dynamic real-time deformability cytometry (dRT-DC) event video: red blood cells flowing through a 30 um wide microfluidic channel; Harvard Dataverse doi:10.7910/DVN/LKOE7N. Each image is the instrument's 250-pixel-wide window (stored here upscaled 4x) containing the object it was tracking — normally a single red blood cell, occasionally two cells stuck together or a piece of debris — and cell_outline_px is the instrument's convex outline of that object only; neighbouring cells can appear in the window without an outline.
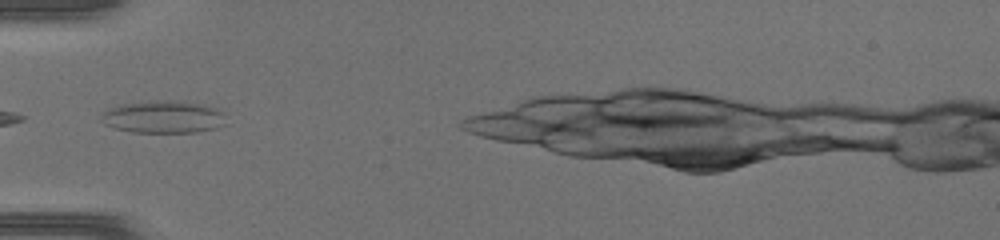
{"species": "common noctule bat (a hibernating species)", "species_latin": "Nyctalus noctula", "temperature_condition": "warm", "stored_images_in_passage": 26, "camera_frame_rate_fps": 3000, "um_per_image_px": 0.085, "animal": {"sex": "female", "body_mass_g": 17.0, "forearm_length_mm": 48.0}, "frame": {"image": 1, "passage_image": 1, "time_ms": 0.0, "image_size_px": [1000, 240], "cell_outline_px": [[228, 124], [216, 128], [196, 132], [132, 132], [116, 128], [104, 124], [100, 120], [100, 116], [104, 112], [112, 108], [124, 104], [160, 100], [184, 100], [212, 108], [220, 112]], "centroid_in_image_um": [13.88, 9.95], "position_along_channel_um": 71.1, "area_um2": 23.29}}
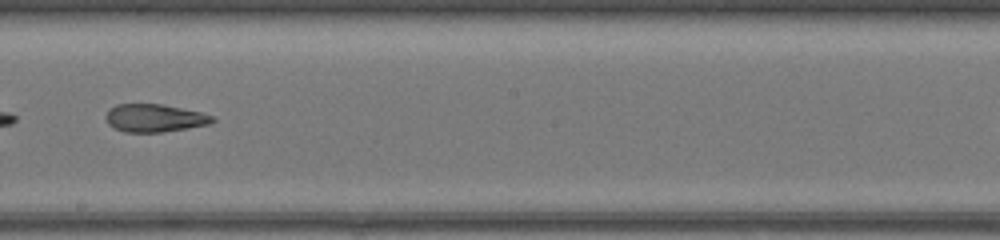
{"frame": {"image": 2, "passage_image": 12, "time_ms": 3.667, "image_size_px": [1000, 240], "cell_outline_px": [[216, 120], [208, 124], [164, 132], [124, 132], [108, 124], [108, 108], [116, 104], [164, 104], [200, 112], [212, 116]], "centroid_in_image_um": [13.14, 10.03], "position_along_channel_um": 235.1, "area_um2": 17.11}}